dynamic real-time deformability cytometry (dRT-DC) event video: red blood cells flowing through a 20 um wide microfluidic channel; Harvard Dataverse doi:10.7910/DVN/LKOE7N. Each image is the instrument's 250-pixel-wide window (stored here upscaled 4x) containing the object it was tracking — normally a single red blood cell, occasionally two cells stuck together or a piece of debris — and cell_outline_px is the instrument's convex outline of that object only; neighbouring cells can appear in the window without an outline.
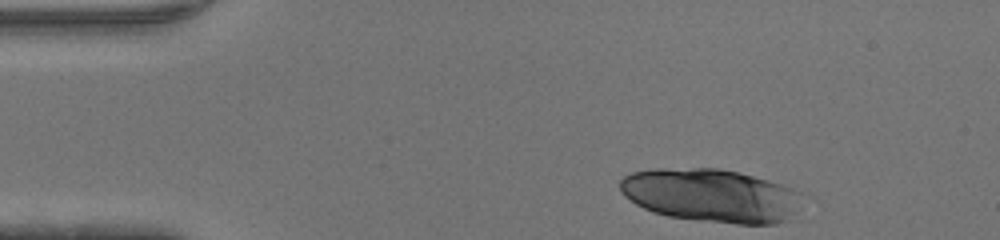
{"species": "human", "species_latin": "Homo sapiens", "temperature_condition": "warm", "stored_images_in_passage": 13, "camera_frame_rate_fps": 3000, "um_per_image_px": 0.085, "donor": {"sex": "male"}, "frame": {"image": 1, "passage_image": 1, "time_ms": 0.0, "image_size_px": [1000, 240], "cell_outline_px": [[800, 192], [792, 212], [788, 220], [776, 224], [736, 224], [696, 220], [668, 216], [652, 212], [636, 204], [624, 196], [620, 192], [620, 180], [624, 176], [632, 172], [656, 168], [720, 168], [740, 172], [768, 180], [792, 188]], "centroid_in_image_um": [60.37, 16.6], "position_along_channel_um": 24.6, "area_um2": 56.47}}